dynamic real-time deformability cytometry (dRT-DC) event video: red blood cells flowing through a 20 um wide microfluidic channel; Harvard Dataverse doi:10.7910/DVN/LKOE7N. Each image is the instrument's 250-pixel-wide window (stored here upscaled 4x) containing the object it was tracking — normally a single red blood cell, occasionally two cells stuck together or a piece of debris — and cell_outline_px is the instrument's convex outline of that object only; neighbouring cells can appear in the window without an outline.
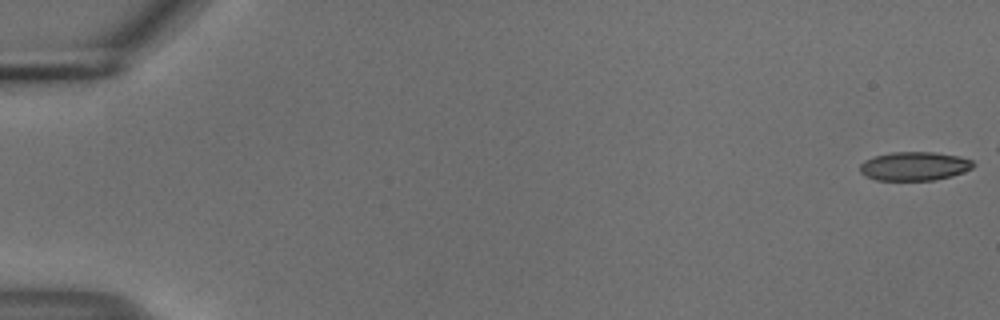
{"species": "common noctule bat (a hibernating species)", "species_latin": "Nyctalus noctula", "temperature_condition": "cold", "stored_images_in_passage": 49, "camera_frame_rate_fps": 3000, "um_per_image_px": 0.085, "animal": {"sex": "male", "body_mass_g": 18.8}, "frame": {"image": 1, "passage_image": 1, "time_ms": 0.0, "image_size_px": [1000, 320], "cell_outline_px": [[976, 164], [972, 168], [964, 172], [952, 176], [932, 180], [876, 180], [864, 176], [860, 172], [860, 164], [864, 160], [876, 156], [892, 152], [936, 152], [960, 156], [972, 160]], "centroid_in_image_um": [77.74, 14.12], "position_along_channel_um": 7.3, "area_um2": 19.13}}
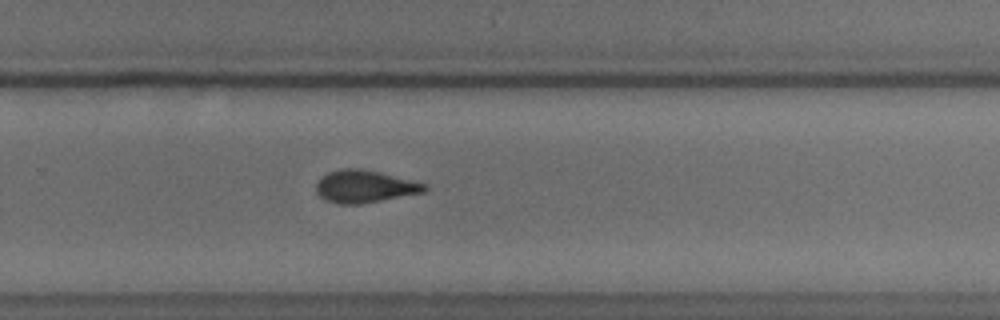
{"frame": {"image": 2, "passage_image": 37, "time_ms": 12.0, "image_size_px": [1000, 320], "cell_outline_px": [[428, 188], [424, 192], [360, 204], [336, 204], [324, 200], [316, 192], [316, 184], [328, 172], [340, 168], [360, 168], [380, 172], [428, 184]], "centroid_in_image_um": [30.99, 15.85], "position_along_channel_um": 298.8, "area_um2": 20.52}}
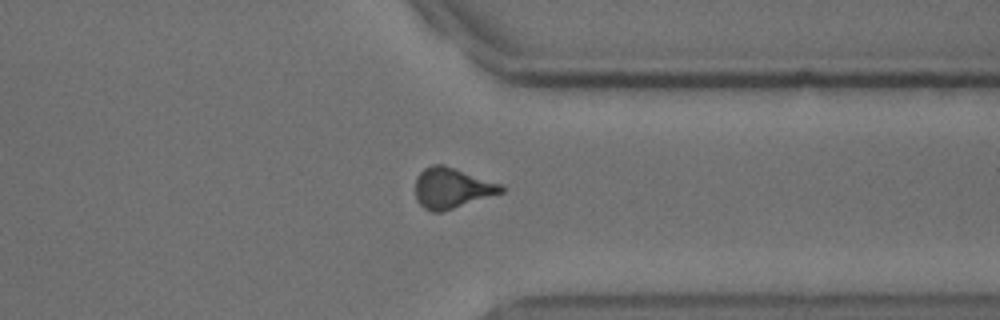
{"frame": {"image": 3, "passage_image": 43, "time_ms": 14.0, "image_size_px": [1000, 320], "cell_outline_px": [[504, 192], [440, 212], [432, 212], [424, 208], [416, 200], [416, 176], [424, 168], [432, 164], [444, 164], [500, 184], [504, 188]], "centroid_in_image_um": [38.37, 15.97], "position_along_channel_um": 373.0, "area_um2": 20.06}, "authors_computed_cell_mechanics": {"area_um2": 20.2878, "velocity_mm_per_s": 3.7446, "shape_relaxation_time_tau1_ms": 3.6724, "shape_relaxation_time_tau2_ms": 2.4595, "deformation_change_tau1": 0.133, "deformation_change_tau2": 0.0809}}